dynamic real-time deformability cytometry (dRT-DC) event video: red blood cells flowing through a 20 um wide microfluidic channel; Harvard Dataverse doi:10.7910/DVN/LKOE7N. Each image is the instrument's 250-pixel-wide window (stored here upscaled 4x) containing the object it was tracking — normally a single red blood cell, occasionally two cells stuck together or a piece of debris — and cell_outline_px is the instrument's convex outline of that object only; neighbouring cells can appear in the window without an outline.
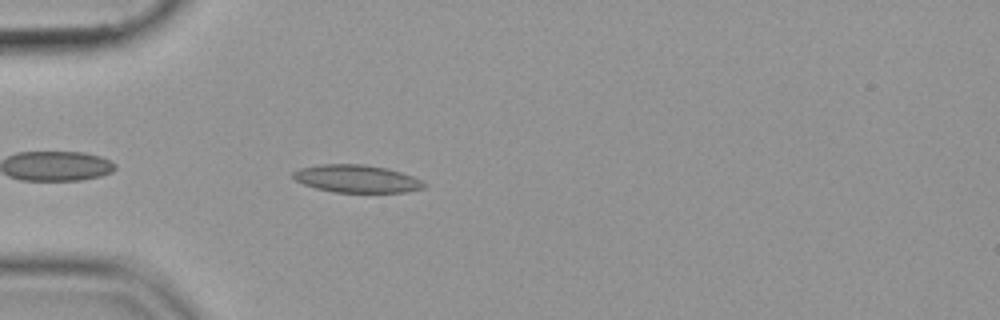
{"species": "common noctule bat (a hibernating species)", "species_latin": "Nyctalus noctula", "temperature_condition": "cold", "stored_images_in_passage": 36, "camera_frame_rate_fps": 3000, "um_per_image_px": 0.085, "animal": {"sex": "female", "body_mass_g": 19.9}, "frame": {"image": 1, "passage_image": 3, "time_ms": 0.667, "image_size_px": [1000, 320], "cell_outline_px": [[428, 184], [424, 188], [404, 192], [332, 192], [316, 188], [304, 184], [296, 180], [292, 176], [292, 172], [300, 168], [320, 164], [364, 164], [388, 168], [412, 176]], "centroid_in_image_um": [30.31, 15.19], "position_along_channel_um": 54.7, "area_um2": 21.1}}
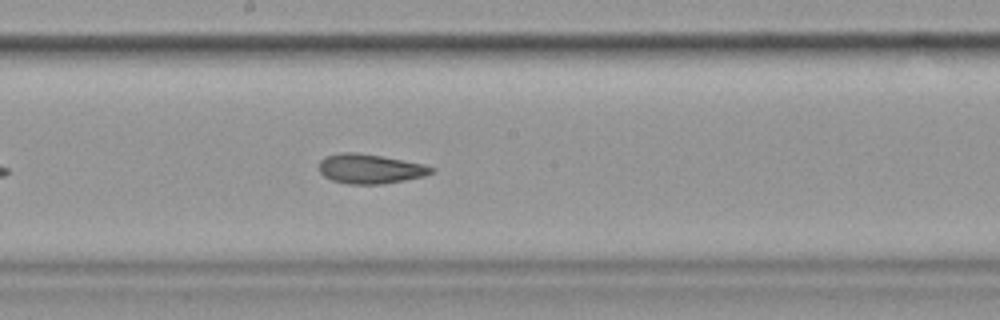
{"frame": {"image": 2, "passage_image": 17, "time_ms": 5.333, "image_size_px": [1000, 320], "cell_outline_px": [[436, 172], [424, 176], [404, 180], [380, 184], [348, 184], [332, 180], [324, 176], [320, 172], [320, 160], [324, 156], [340, 152], [356, 152], [380, 156], [424, 164], [436, 168]], "centroid_in_image_um": [31.47, 14.34], "position_along_channel_um": 216.7, "area_um2": 19.36}}
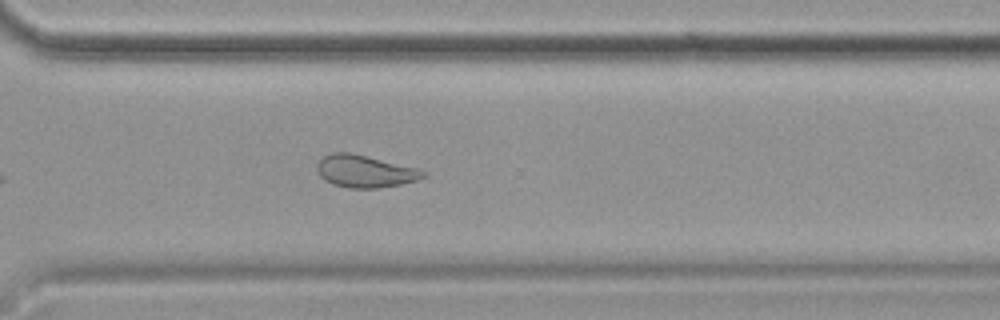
{"frame": {"image": 3, "passage_image": 27, "time_ms": 8.667, "image_size_px": [1000, 320], "cell_outline_px": [[428, 176], [416, 180], [400, 184], [376, 188], [348, 188], [332, 184], [324, 180], [320, 176], [316, 168], [316, 164], [324, 156], [332, 152], [352, 152], [420, 168], [428, 172]], "centroid_in_image_um": [31.05, 14.54], "position_along_channel_um": 339.6, "area_um2": 20.35}}